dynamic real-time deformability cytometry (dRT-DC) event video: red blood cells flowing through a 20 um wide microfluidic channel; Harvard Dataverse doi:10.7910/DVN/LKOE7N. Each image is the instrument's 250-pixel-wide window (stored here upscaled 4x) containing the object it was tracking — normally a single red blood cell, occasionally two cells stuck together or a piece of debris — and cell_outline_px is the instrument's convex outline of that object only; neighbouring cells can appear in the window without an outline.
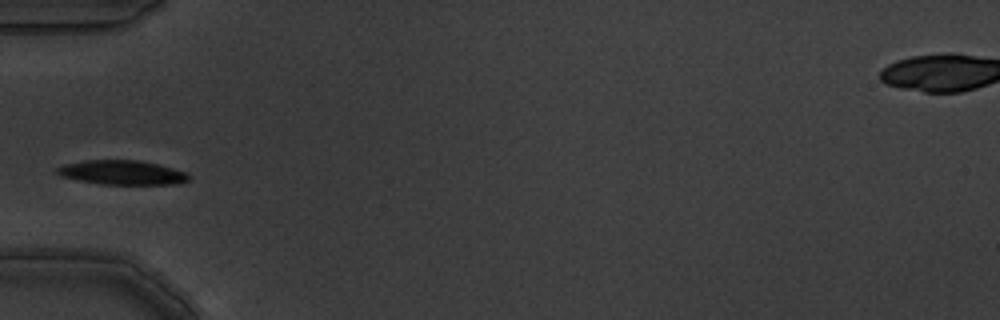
{"species": "common noctule bat (a hibernating species)", "species_latin": "Nyctalus noctula", "temperature_condition": "warm", "stored_images_in_passage": 4, "camera_frame_rate_fps": 3000, "um_per_image_px": 0.085, "animal": {"sex": "male", "body_mass_g": 19.5, "forearm_length_mm": 54.6}, "frame": {"image": 1, "passage_image": 4, "time_ms": 1.0, "image_size_px": [1000, 320], "cell_outline_px": [[188, 180], [180, 184], [100, 184], [60, 176], [56, 172], [56, 168], [64, 164], [84, 160], [140, 160], [188, 172]], "centroid_in_image_um": [10.37, 14.66], "position_along_channel_um": 74.6, "area_um2": 18.61}}